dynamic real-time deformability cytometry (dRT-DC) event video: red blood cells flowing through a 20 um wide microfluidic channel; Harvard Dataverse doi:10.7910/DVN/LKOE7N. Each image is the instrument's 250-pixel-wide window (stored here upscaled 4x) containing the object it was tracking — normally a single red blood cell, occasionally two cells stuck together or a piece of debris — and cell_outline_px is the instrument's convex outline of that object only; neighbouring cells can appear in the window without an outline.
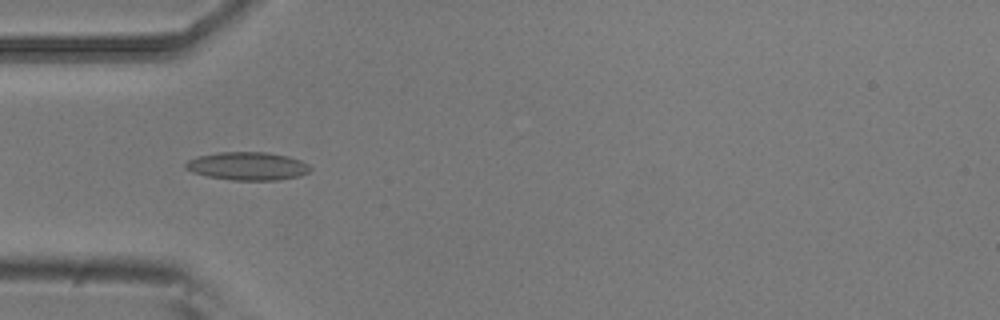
{"species": "common noctule bat (a hibernating species)", "species_latin": "Nyctalus noctula", "temperature_condition": "room temperature", "stored_images_in_passage": 5, "camera_frame_rate_fps": 3000, "um_per_image_px": 0.085, "animal": {"sex": "male", "body_mass_g": 20.5, "forearm_length_mm": 52.5}, "frame": {"image": 1, "passage_image": 3, "time_ms": 0.667, "image_size_px": [1000, 320], "cell_outline_px": [[312, 168], [308, 172], [300, 176], [276, 180], [232, 180], [208, 176], [192, 172], [184, 168], [184, 164], [188, 160], [196, 156], [220, 152], [264, 152], [288, 156], [300, 160], [308, 164]], "centroid_in_image_um": [21.03, 14.11], "position_along_channel_um": 64.0, "area_um2": 20.46}}
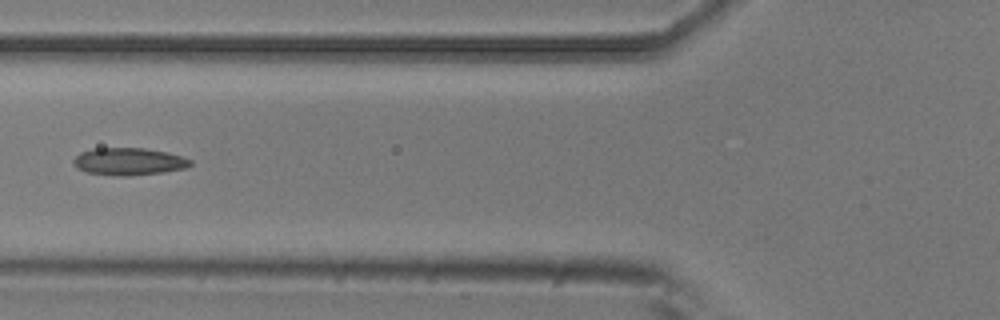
{"frame": {"image": 2, "passage_image": 4, "time_ms": 1.0, "image_size_px": [1000, 320], "cell_outline_px": [[192, 164], [188, 168], [164, 172], [128, 176], [116, 176], [88, 172], [76, 168], [72, 164], [72, 160], [80, 152], [96, 148], [144, 148], [168, 152], [192, 160]], "centroid_in_image_um": [10.95, 13.73], "position_along_channel_um": 114.8, "area_um2": 18.79}}
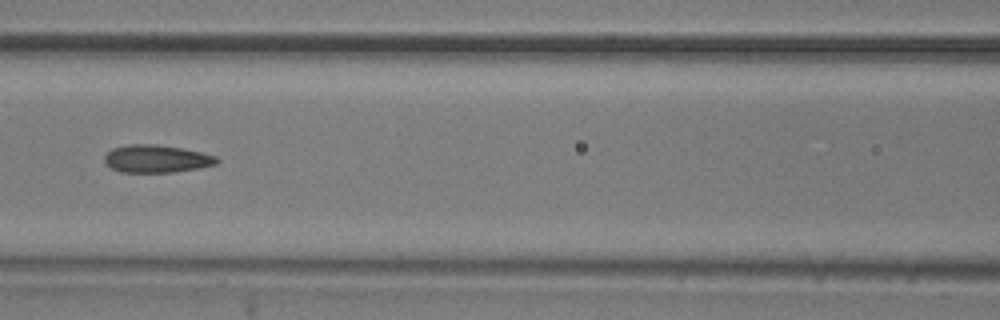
{"frame": {"image": 3, "passage_image": 5, "time_ms": 1.333, "image_size_px": [1000, 320], "cell_outline_px": [[220, 160], [216, 164], [176, 172], [120, 172], [104, 164], [104, 156], [112, 148], [128, 144], [156, 144], [180, 148], [200, 152], [216, 156]], "centroid_in_image_um": [13.26, 13.49], "position_along_channel_um": 153.3, "area_um2": 18.09}}